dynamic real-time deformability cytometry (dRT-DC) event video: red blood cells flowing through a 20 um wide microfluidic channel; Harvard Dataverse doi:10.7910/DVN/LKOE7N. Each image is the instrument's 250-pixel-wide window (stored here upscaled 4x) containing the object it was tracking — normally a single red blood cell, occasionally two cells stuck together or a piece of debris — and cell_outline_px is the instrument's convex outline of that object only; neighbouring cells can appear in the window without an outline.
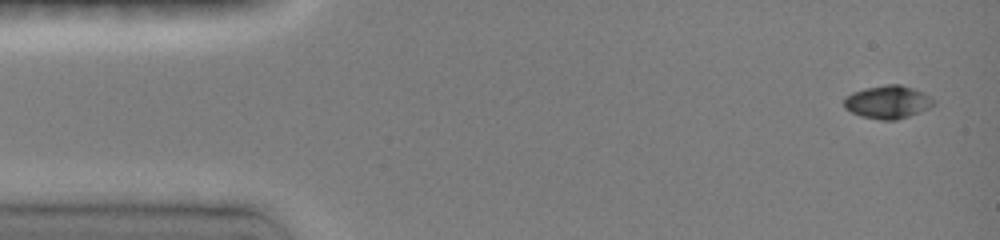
{"species": "common noctule bat (a hibernating species)", "species_latin": "Nyctalus noctula", "temperature_condition": "room temperature", "stored_images_in_passage": 7, "camera_frame_rate_fps": 3000, "um_per_image_px": 0.085, "animal": {"sex": "female", "body_mass_g": 19.0, "forearm_length_mm": 51.5}, "frame": {"image": 1, "passage_image": 1, "time_ms": 0.0, "image_size_px": [1000, 240], "cell_outline_px": [[936, 104], [920, 112], [896, 120], [880, 120], [860, 116], [844, 108], [844, 96], [852, 92], [864, 88], [884, 84], [900, 84], [912, 88], [936, 100]], "centroid_in_image_um": [75.43, 8.67], "position_along_channel_um": 9.6, "area_um2": 17.34}}
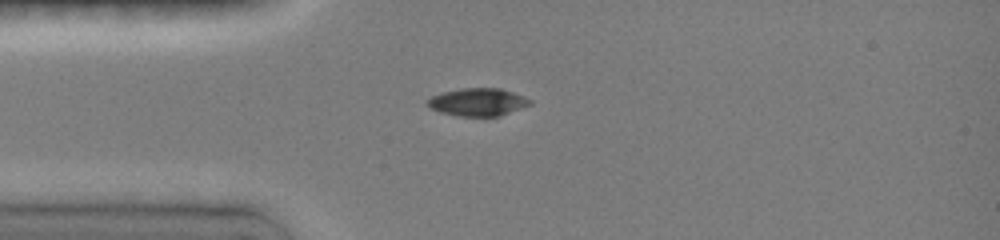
{"frame": {"image": 2, "passage_image": 5, "time_ms": 3.333, "image_size_px": [1000, 240], "cell_outline_px": [[532, 104], [500, 116], [456, 116], [440, 112], [432, 108], [424, 100], [432, 96], [444, 92], [460, 88], [500, 88], [524, 96], [532, 100]], "centroid_in_image_um": [40.62, 8.67], "position_along_channel_um": 44.4, "area_um2": 16.59}}